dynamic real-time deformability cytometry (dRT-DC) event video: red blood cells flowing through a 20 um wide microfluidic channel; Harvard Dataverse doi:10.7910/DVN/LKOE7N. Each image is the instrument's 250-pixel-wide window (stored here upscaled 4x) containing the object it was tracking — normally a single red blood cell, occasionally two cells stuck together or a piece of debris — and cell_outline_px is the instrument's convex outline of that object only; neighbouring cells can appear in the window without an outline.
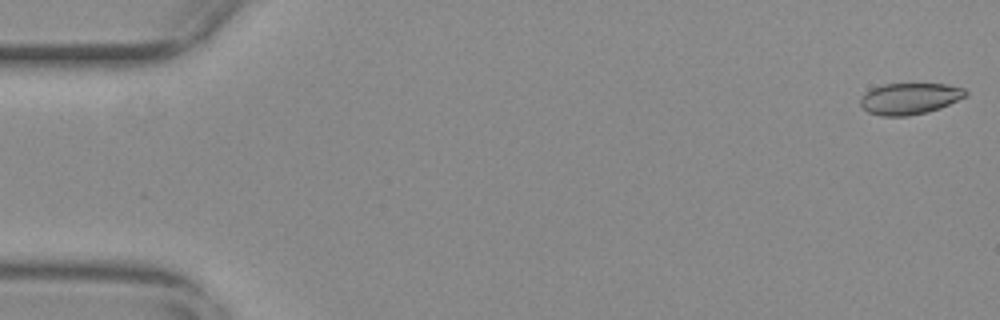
{"species": "common noctule bat (a hibernating species)", "species_latin": "Nyctalus noctula", "temperature_condition": "warm", "stored_images_in_passage": 13, "camera_frame_rate_fps": 3000, "um_per_image_px": 0.085, "animal": {"sex": "female", "body_mass_g": 29.2, "forearm_length_mm": 56.3}, "frame": {"image": 1, "passage_image": 1, "time_ms": 0.0, "image_size_px": [1000, 320], "cell_outline_px": [[968, 96], [940, 108], [928, 112], [908, 116], [880, 116], [868, 112], [860, 104], [860, 100], [872, 88], [884, 84], [944, 84], [964, 88], [968, 92]], "centroid_in_image_um": [77.36, 8.39], "position_along_channel_um": 7.6, "area_um2": 19.19}}